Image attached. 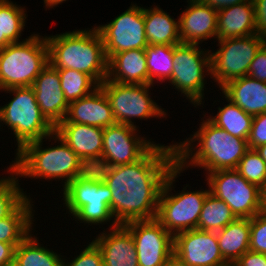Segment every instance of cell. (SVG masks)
I'll return each instance as SVG.
<instances>
[{
	"instance_id": "1",
	"label": "cell",
	"mask_w": 266,
	"mask_h": 266,
	"mask_svg": "<svg viewBox=\"0 0 266 266\" xmlns=\"http://www.w3.org/2000/svg\"><path fill=\"white\" fill-rule=\"evenodd\" d=\"M171 143L157 142L130 164L94 168L111 191L110 209L118 225L156 218L165 179L177 165L176 141Z\"/></svg>"
},
{
	"instance_id": "2",
	"label": "cell",
	"mask_w": 266,
	"mask_h": 266,
	"mask_svg": "<svg viewBox=\"0 0 266 266\" xmlns=\"http://www.w3.org/2000/svg\"><path fill=\"white\" fill-rule=\"evenodd\" d=\"M202 114L199 128L175 144L177 165L185 173L197 168L203 170L204 175L212 171L236 169L249 149L247 139L232 136Z\"/></svg>"
},
{
	"instance_id": "3",
	"label": "cell",
	"mask_w": 266,
	"mask_h": 266,
	"mask_svg": "<svg viewBox=\"0 0 266 266\" xmlns=\"http://www.w3.org/2000/svg\"><path fill=\"white\" fill-rule=\"evenodd\" d=\"M53 141V142H51ZM49 142L48 146H43ZM51 142V144H50ZM50 146V147H49ZM9 167L21 178L60 182L61 190L73 179L84 175L89 168L78 155L54 132L53 134L26 143L15 154ZM41 179V180H40ZM45 179V180H43Z\"/></svg>"
},
{
	"instance_id": "4",
	"label": "cell",
	"mask_w": 266,
	"mask_h": 266,
	"mask_svg": "<svg viewBox=\"0 0 266 266\" xmlns=\"http://www.w3.org/2000/svg\"><path fill=\"white\" fill-rule=\"evenodd\" d=\"M90 28L45 34L49 63L57 70L73 69L88 74L100 85L107 79L108 60L101 35L95 26Z\"/></svg>"
},
{
	"instance_id": "5",
	"label": "cell",
	"mask_w": 266,
	"mask_h": 266,
	"mask_svg": "<svg viewBox=\"0 0 266 266\" xmlns=\"http://www.w3.org/2000/svg\"><path fill=\"white\" fill-rule=\"evenodd\" d=\"M63 211L68 218L75 220V224L85 226V229L98 226L101 230L112 229L118 226L110 209L112 194L100 175L89 169L84 175L70 181L62 190H59ZM79 221V222H78ZM95 225V226H94ZM102 225V226H101ZM103 225H108L105 228Z\"/></svg>"
},
{
	"instance_id": "6",
	"label": "cell",
	"mask_w": 266,
	"mask_h": 266,
	"mask_svg": "<svg viewBox=\"0 0 266 266\" xmlns=\"http://www.w3.org/2000/svg\"><path fill=\"white\" fill-rule=\"evenodd\" d=\"M184 171L176 165L168 174L162 187L156 219L173 236L177 233L196 229L206 196L210 193L206 183L200 189L184 184L181 191H176V182ZM189 188V189H188ZM192 188V190H191ZM188 189V190H187ZM175 192V193H173Z\"/></svg>"
},
{
	"instance_id": "7",
	"label": "cell",
	"mask_w": 266,
	"mask_h": 266,
	"mask_svg": "<svg viewBox=\"0 0 266 266\" xmlns=\"http://www.w3.org/2000/svg\"><path fill=\"white\" fill-rule=\"evenodd\" d=\"M2 92L9 93L12 97L6 104L0 106V131L5 130L6 126L8 133L11 131L10 134H13L14 143L17 145L15 153L26 143L54 133V126L39 108L32 86L14 87L1 90Z\"/></svg>"
},
{
	"instance_id": "8",
	"label": "cell",
	"mask_w": 266,
	"mask_h": 266,
	"mask_svg": "<svg viewBox=\"0 0 266 266\" xmlns=\"http://www.w3.org/2000/svg\"><path fill=\"white\" fill-rule=\"evenodd\" d=\"M48 64L45 35L33 32L22 42L8 44L0 49V89L32 86Z\"/></svg>"
},
{
	"instance_id": "9",
	"label": "cell",
	"mask_w": 266,
	"mask_h": 266,
	"mask_svg": "<svg viewBox=\"0 0 266 266\" xmlns=\"http://www.w3.org/2000/svg\"><path fill=\"white\" fill-rule=\"evenodd\" d=\"M202 47L198 44L185 43L174 45L173 70L170 79L164 84L181 93L180 97L185 98L183 102L188 101L198 110L205 107L204 98L208 89L206 84L207 80L211 79L209 78L211 77L210 49H208L210 46Z\"/></svg>"
},
{
	"instance_id": "10",
	"label": "cell",
	"mask_w": 266,
	"mask_h": 266,
	"mask_svg": "<svg viewBox=\"0 0 266 266\" xmlns=\"http://www.w3.org/2000/svg\"><path fill=\"white\" fill-rule=\"evenodd\" d=\"M152 84H120L106 79L99 87L105 93L112 109L116 123L130 125L140 129L137 121L148 119L165 120L168 114L166 108L153 99Z\"/></svg>"
},
{
	"instance_id": "11",
	"label": "cell",
	"mask_w": 266,
	"mask_h": 266,
	"mask_svg": "<svg viewBox=\"0 0 266 266\" xmlns=\"http://www.w3.org/2000/svg\"><path fill=\"white\" fill-rule=\"evenodd\" d=\"M265 42L266 39L258 34L211 42L218 48L210 50V82L221 90L229 82L246 76L257 51Z\"/></svg>"
},
{
	"instance_id": "12",
	"label": "cell",
	"mask_w": 266,
	"mask_h": 266,
	"mask_svg": "<svg viewBox=\"0 0 266 266\" xmlns=\"http://www.w3.org/2000/svg\"><path fill=\"white\" fill-rule=\"evenodd\" d=\"M210 193L223 200L237 218L251 219L260 213L261 188L245 180L236 169L205 174Z\"/></svg>"
},
{
	"instance_id": "13",
	"label": "cell",
	"mask_w": 266,
	"mask_h": 266,
	"mask_svg": "<svg viewBox=\"0 0 266 266\" xmlns=\"http://www.w3.org/2000/svg\"><path fill=\"white\" fill-rule=\"evenodd\" d=\"M106 23L93 26L101 35L107 60L116 53L145 49L148 45L142 5L131 2L124 12Z\"/></svg>"
},
{
	"instance_id": "14",
	"label": "cell",
	"mask_w": 266,
	"mask_h": 266,
	"mask_svg": "<svg viewBox=\"0 0 266 266\" xmlns=\"http://www.w3.org/2000/svg\"><path fill=\"white\" fill-rule=\"evenodd\" d=\"M140 132L122 123L104 128L101 161L96 167H115L143 158L157 143Z\"/></svg>"
},
{
	"instance_id": "15",
	"label": "cell",
	"mask_w": 266,
	"mask_h": 266,
	"mask_svg": "<svg viewBox=\"0 0 266 266\" xmlns=\"http://www.w3.org/2000/svg\"><path fill=\"white\" fill-rule=\"evenodd\" d=\"M123 226L131 233L139 266H164L173 254L174 236L156 219L130 221Z\"/></svg>"
},
{
	"instance_id": "16",
	"label": "cell",
	"mask_w": 266,
	"mask_h": 266,
	"mask_svg": "<svg viewBox=\"0 0 266 266\" xmlns=\"http://www.w3.org/2000/svg\"><path fill=\"white\" fill-rule=\"evenodd\" d=\"M173 253L188 266H230L221 255L216 232L196 228L177 233Z\"/></svg>"
},
{
	"instance_id": "17",
	"label": "cell",
	"mask_w": 266,
	"mask_h": 266,
	"mask_svg": "<svg viewBox=\"0 0 266 266\" xmlns=\"http://www.w3.org/2000/svg\"><path fill=\"white\" fill-rule=\"evenodd\" d=\"M187 6L178 16L181 43L207 44L217 40L218 12L200 0H187Z\"/></svg>"
},
{
	"instance_id": "18",
	"label": "cell",
	"mask_w": 266,
	"mask_h": 266,
	"mask_svg": "<svg viewBox=\"0 0 266 266\" xmlns=\"http://www.w3.org/2000/svg\"><path fill=\"white\" fill-rule=\"evenodd\" d=\"M54 132L89 169H94L100 163L104 128L78 123H58Z\"/></svg>"
},
{
	"instance_id": "19",
	"label": "cell",
	"mask_w": 266,
	"mask_h": 266,
	"mask_svg": "<svg viewBox=\"0 0 266 266\" xmlns=\"http://www.w3.org/2000/svg\"><path fill=\"white\" fill-rule=\"evenodd\" d=\"M32 88L42 114L55 127L65 119L69 107L58 70L49 63L35 78Z\"/></svg>"
},
{
	"instance_id": "20",
	"label": "cell",
	"mask_w": 266,
	"mask_h": 266,
	"mask_svg": "<svg viewBox=\"0 0 266 266\" xmlns=\"http://www.w3.org/2000/svg\"><path fill=\"white\" fill-rule=\"evenodd\" d=\"M92 239L102 252L104 266H139L134 239L123 225L105 229Z\"/></svg>"
},
{
	"instance_id": "21",
	"label": "cell",
	"mask_w": 266,
	"mask_h": 266,
	"mask_svg": "<svg viewBox=\"0 0 266 266\" xmlns=\"http://www.w3.org/2000/svg\"><path fill=\"white\" fill-rule=\"evenodd\" d=\"M60 123H78L106 128L116 122L105 93L98 87L91 94L69 103L66 117Z\"/></svg>"
},
{
	"instance_id": "22",
	"label": "cell",
	"mask_w": 266,
	"mask_h": 266,
	"mask_svg": "<svg viewBox=\"0 0 266 266\" xmlns=\"http://www.w3.org/2000/svg\"><path fill=\"white\" fill-rule=\"evenodd\" d=\"M220 91L247 114L266 112V83L249 75L229 82Z\"/></svg>"
},
{
	"instance_id": "23",
	"label": "cell",
	"mask_w": 266,
	"mask_h": 266,
	"mask_svg": "<svg viewBox=\"0 0 266 266\" xmlns=\"http://www.w3.org/2000/svg\"><path fill=\"white\" fill-rule=\"evenodd\" d=\"M107 79L120 84H148L145 49L114 54L108 60Z\"/></svg>"
},
{
	"instance_id": "24",
	"label": "cell",
	"mask_w": 266,
	"mask_h": 266,
	"mask_svg": "<svg viewBox=\"0 0 266 266\" xmlns=\"http://www.w3.org/2000/svg\"><path fill=\"white\" fill-rule=\"evenodd\" d=\"M252 34H257L252 0L218 11L217 40Z\"/></svg>"
},
{
	"instance_id": "25",
	"label": "cell",
	"mask_w": 266,
	"mask_h": 266,
	"mask_svg": "<svg viewBox=\"0 0 266 266\" xmlns=\"http://www.w3.org/2000/svg\"><path fill=\"white\" fill-rule=\"evenodd\" d=\"M160 5L144 6L145 32L148 45H178L179 22Z\"/></svg>"
},
{
	"instance_id": "26",
	"label": "cell",
	"mask_w": 266,
	"mask_h": 266,
	"mask_svg": "<svg viewBox=\"0 0 266 266\" xmlns=\"http://www.w3.org/2000/svg\"><path fill=\"white\" fill-rule=\"evenodd\" d=\"M34 204L33 197H27L10 215L0 220V242L20 244L36 229L33 228L37 223Z\"/></svg>"
},
{
	"instance_id": "27",
	"label": "cell",
	"mask_w": 266,
	"mask_h": 266,
	"mask_svg": "<svg viewBox=\"0 0 266 266\" xmlns=\"http://www.w3.org/2000/svg\"><path fill=\"white\" fill-rule=\"evenodd\" d=\"M223 259L230 265L250 250V219L237 218L216 232Z\"/></svg>"
},
{
	"instance_id": "28",
	"label": "cell",
	"mask_w": 266,
	"mask_h": 266,
	"mask_svg": "<svg viewBox=\"0 0 266 266\" xmlns=\"http://www.w3.org/2000/svg\"><path fill=\"white\" fill-rule=\"evenodd\" d=\"M35 231L15 248L13 266H62L63 253L44 246Z\"/></svg>"
},
{
	"instance_id": "29",
	"label": "cell",
	"mask_w": 266,
	"mask_h": 266,
	"mask_svg": "<svg viewBox=\"0 0 266 266\" xmlns=\"http://www.w3.org/2000/svg\"><path fill=\"white\" fill-rule=\"evenodd\" d=\"M220 96L222 97L221 100H225L224 102L221 101V104L223 103V107L221 104L216 107L218 110L216 114L212 112L209 115L208 112L206 113L204 110L203 113L213 124L222 128L232 136H236L241 139H248L254 116L244 112L222 92H220Z\"/></svg>"
},
{
	"instance_id": "30",
	"label": "cell",
	"mask_w": 266,
	"mask_h": 266,
	"mask_svg": "<svg viewBox=\"0 0 266 266\" xmlns=\"http://www.w3.org/2000/svg\"><path fill=\"white\" fill-rule=\"evenodd\" d=\"M11 0H0V49L8 44L19 43L28 21L26 6L16 4Z\"/></svg>"
},
{
	"instance_id": "31",
	"label": "cell",
	"mask_w": 266,
	"mask_h": 266,
	"mask_svg": "<svg viewBox=\"0 0 266 266\" xmlns=\"http://www.w3.org/2000/svg\"><path fill=\"white\" fill-rule=\"evenodd\" d=\"M146 65L148 70V84L166 83L173 70L174 45H147Z\"/></svg>"
},
{
	"instance_id": "32",
	"label": "cell",
	"mask_w": 266,
	"mask_h": 266,
	"mask_svg": "<svg viewBox=\"0 0 266 266\" xmlns=\"http://www.w3.org/2000/svg\"><path fill=\"white\" fill-rule=\"evenodd\" d=\"M230 207L209 193L203 203L197 229L217 232L236 220Z\"/></svg>"
},
{
	"instance_id": "33",
	"label": "cell",
	"mask_w": 266,
	"mask_h": 266,
	"mask_svg": "<svg viewBox=\"0 0 266 266\" xmlns=\"http://www.w3.org/2000/svg\"><path fill=\"white\" fill-rule=\"evenodd\" d=\"M5 168L3 174L6 175H0V220L10 215L27 197L33 196L20 186L18 175L9 166Z\"/></svg>"
},
{
	"instance_id": "34",
	"label": "cell",
	"mask_w": 266,
	"mask_h": 266,
	"mask_svg": "<svg viewBox=\"0 0 266 266\" xmlns=\"http://www.w3.org/2000/svg\"><path fill=\"white\" fill-rule=\"evenodd\" d=\"M61 89L68 103L91 94L99 84L88 74L73 69L58 70Z\"/></svg>"
},
{
	"instance_id": "35",
	"label": "cell",
	"mask_w": 266,
	"mask_h": 266,
	"mask_svg": "<svg viewBox=\"0 0 266 266\" xmlns=\"http://www.w3.org/2000/svg\"><path fill=\"white\" fill-rule=\"evenodd\" d=\"M236 170L249 183L259 188L266 186V162L256 149H248L240 160Z\"/></svg>"
},
{
	"instance_id": "36",
	"label": "cell",
	"mask_w": 266,
	"mask_h": 266,
	"mask_svg": "<svg viewBox=\"0 0 266 266\" xmlns=\"http://www.w3.org/2000/svg\"><path fill=\"white\" fill-rule=\"evenodd\" d=\"M82 246L80 252L76 251V256L75 253L74 257L71 255L72 259L63 256L62 266H104L102 252L93 240Z\"/></svg>"
},
{
	"instance_id": "37",
	"label": "cell",
	"mask_w": 266,
	"mask_h": 266,
	"mask_svg": "<svg viewBox=\"0 0 266 266\" xmlns=\"http://www.w3.org/2000/svg\"><path fill=\"white\" fill-rule=\"evenodd\" d=\"M250 251L266 254V215L261 213L250 219Z\"/></svg>"
},
{
	"instance_id": "38",
	"label": "cell",
	"mask_w": 266,
	"mask_h": 266,
	"mask_svg": "<svg viewBox=\"0 0 266 266\" xmlns=\"http://www.w3.org/2000/svg\"><path fill=\"white\" fill-rule=\"evenodd\" d=\"M247 144L250 149L266 144V112L254 116Z\"/></svg>"
},
{
	"instance_id": "39",
	"label": "cell",
	"mask_w": 266,
	"mask_h": 266,
	"mask_svg": "<svg viewBox=\"0 0 266 266\" xmlns=\"http://www.w3.org/2000/svg\"><path fill=\"white\" fill-rule=\"evenodd\" d=\"M247 75L266 83V42L257 51Z\"/></svg>"
},
{
	"instance_id": "40",
	"label": "cell",
	"mask_w": 266,
	"mask_h": 266,
	"mask_svg": "<svg viewBox=\"0 0 266 266\" xmlns=\"http://www.w3.org/2000/svg\"><path fill=\"white\" fill-rule=\"evenodd\" d=\"M256 33L266 39V0H252Z\"/></svg>"
},
{
	"instance_id": "41",
	"label": "cell",
	"mask_w": 266,
	"mask_h": 266,
	"mask_svg": "<svg viewBox=\"0 0 266 266\" xmlns=\"http://www.w3.org/2000/svg\"><path fill=\"white\" fill-rule=\"evenodd\" d=\"M233 266H266V254L245 252Z\"/></svg>"
},
{
	"instance_id": "42",
	"label": "cell",
	"mask_w": 266,
	"mask_h": 266,
	"mask_svg": "<svg viewBox=\"0 0 266 266\" xmlns=\"http://www.w3.org/2000/svg\"><path fill=\"white\" fill-rule=\"evenodd\" d=\"M18 245L0 242V266H13L15 248Z\"/></svg>"
},
{
	"instance_id": "43",
	"label": "cell",
	"mask_w": 266,
	"mask_h": 266,
	"mask_svg": "<svg viewBox=\"0 0 266 266\" xmlns=\"http://www.w3.org/2000/svg\"><path fill=\"white\" fill-rule=\"evenodd\" d=\"M205 5L215 9L217 12L227 7L248 2L249 0H200Z\"/></svg>"
},
{
	"instance_id": "44",
	"label": "cell",
	"mask_w": 266,
	"mask_h": 266,
	"mask_svg": "<svg viewBox=\"0 0 266 266\" xmlns=\"http://www.w3.org/2000/svg\"><path fill=\"white\" fill-rule=\"evenodd\" d=\"M164 266H188L180 258H178L174 253L167 259Z\"/></svg>"
},
{
	"instance_id": "45",
	"label": "cell",
	"mask_w": 266,
	"mask_h": 266,
	"mask_svg": "<svg viewBox=\"0 0 266 266\" xmlns=\"http://www.w3.org/2000/svg\"><path fill=\"white\" fill-rule=\"evenodd\" d=\"M68 0H43L42 3H44V9L45 11L55 9L56 7H59L58 5H62V3L67 2ZM55 7V8H54Z\"/></svg>"
},
{
	"instance_id": "46",
	"label": "cell",
	"mask_w": 266,
	"mask_h": 266,
	"mask_svg": "<svg viewBox=\"0 0 266 266\" xmlns=\"http://www.w3.org/2000/svg\"><path fill=\"white\" fill-rule=\"evenodd\" d=\"M260 213L266 215V186L261 189Z\"/></svg>"
},
{
	"instance_id": "47",
	"label": "cell",
	"mask_w": 266,
	"mask_h": 266,
	"mask_svg": "<svg viewBox=\"0 0 266 266\" xmlns=\"http://www.w3.org/2000/svg\"><path fill=\"white\" fill-rule=\"evenodd\" d=\"M256 151L260 154L261 158L266 162V144L257 147Z\"/></svg>"
}]
</instances>
